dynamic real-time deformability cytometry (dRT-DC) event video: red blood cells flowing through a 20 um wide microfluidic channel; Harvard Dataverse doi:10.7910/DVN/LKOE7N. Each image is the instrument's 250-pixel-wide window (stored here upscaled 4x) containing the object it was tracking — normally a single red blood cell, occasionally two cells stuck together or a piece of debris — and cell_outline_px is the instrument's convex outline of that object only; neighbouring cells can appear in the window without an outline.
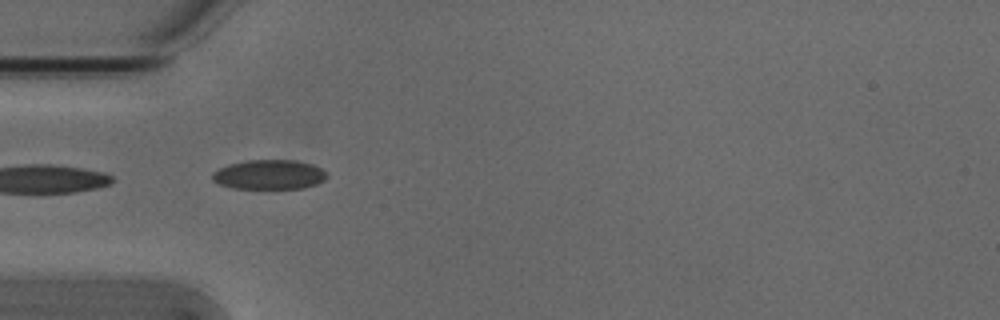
{"species": "Egyptian fruit bat (a non-hibernating species)", "species_latin": "Rousettus aegyptiacus", "temperature_condition": "cold", "stored_images_in_passage": 8, "camera_frame_rate_fps": 3000, "um_per_image_px": 0.085, "animal": {"sex": "male"}, "frame": {"image": 1, "passage_image": 5, "time_ms": 1.333, "image_size_px": [1000, 320], "cell_outline_px": [[328, 176], [324, 180], [316, 184], [304, 188], [232, 188], [220, 184], [212, 180], [212, 172], [228, 164], [248, 160], [296, 160], [312, 164], [320, 168]], "centroid_in_image_um": [22.87, 14.83], "position_along_channel_um": 62.1, "area_um2": 19.65}}